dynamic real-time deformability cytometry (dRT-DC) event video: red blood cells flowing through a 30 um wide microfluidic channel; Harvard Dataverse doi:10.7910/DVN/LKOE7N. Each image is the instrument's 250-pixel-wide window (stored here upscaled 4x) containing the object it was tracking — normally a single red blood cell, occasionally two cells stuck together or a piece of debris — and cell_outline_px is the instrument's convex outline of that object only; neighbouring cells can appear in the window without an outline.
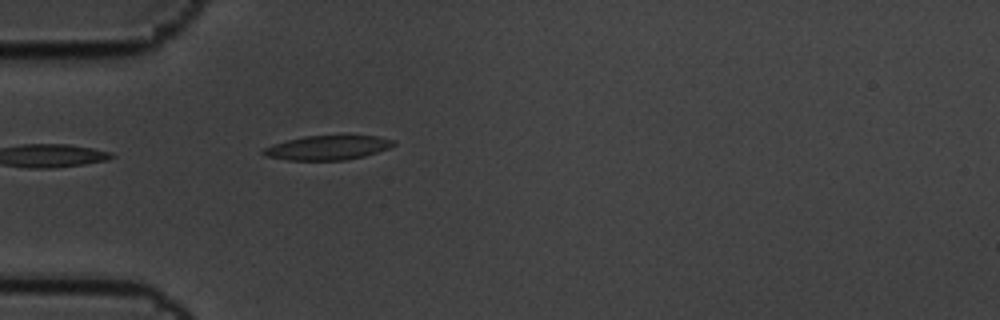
{"species": "common noctule bat (a hibernating species)", "species_latin": "Nyctalus noctula", "temperature_condition": "cold", "stored_images_in_passage": 1, "camera_frame_rate_fps": 3000, "um_per_image_px": 0.085, "animal": {"sex": "male", "body_mass_g": 19.5, "forearm_length_mm": 54.6}, "frame": {"image": 1, "passage_image": 1, "time_ms": 0.0, "image_size_px": [1000, 320], "cell_outline_px": [[396, 144], [388, 148], [364, 156], [344, 160], [288, 160], [264, 156], [260, 152], [264, 148], [272, 144], [304, 136], [344, 132], [380, 136], [396, 140]], "centroid_in_image_um": [27.91, 12.49], "position_along_channel_um": 57.1, "area_um2": 19.54}}